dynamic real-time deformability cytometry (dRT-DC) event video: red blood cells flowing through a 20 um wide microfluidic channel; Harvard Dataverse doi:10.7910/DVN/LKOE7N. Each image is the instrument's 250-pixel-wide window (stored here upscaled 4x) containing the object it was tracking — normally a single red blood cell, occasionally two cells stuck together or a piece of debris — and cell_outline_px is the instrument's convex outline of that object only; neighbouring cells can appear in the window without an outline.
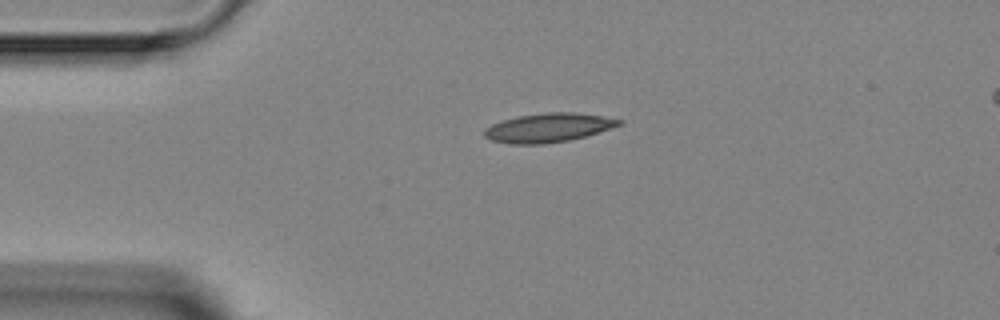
{"species": "Egyptian fruit bat (a non-hibernating species)", "species_latin": "Rousettus aegyptiacus", "temperature_condition": "room temperature", "stored_images_in_passage": 3, "segment_of_instrument_passage": [1, 2], "camera_frame_rate_fps": 3000, "um_per_image_px": 0.085, "animal": {"sex": "female"}, "frame": {"image": 1, "passage_image": 1, "time_ms": 0.0, "image_size_px": [1000, 320], "cell_outline_px": [[624, 124], [584, 136], [568, 140], [544, 144], [508, 144], [492, 140], [484, 136], [484, 128], [492, 124], [516, 116], [548, 112], [572, 112], [600, 116], [624, 120]], "centroid_in_image_um": [46.59, 10.85], "position_along_channel_um": 38.4, "area_um2": 22.6}}